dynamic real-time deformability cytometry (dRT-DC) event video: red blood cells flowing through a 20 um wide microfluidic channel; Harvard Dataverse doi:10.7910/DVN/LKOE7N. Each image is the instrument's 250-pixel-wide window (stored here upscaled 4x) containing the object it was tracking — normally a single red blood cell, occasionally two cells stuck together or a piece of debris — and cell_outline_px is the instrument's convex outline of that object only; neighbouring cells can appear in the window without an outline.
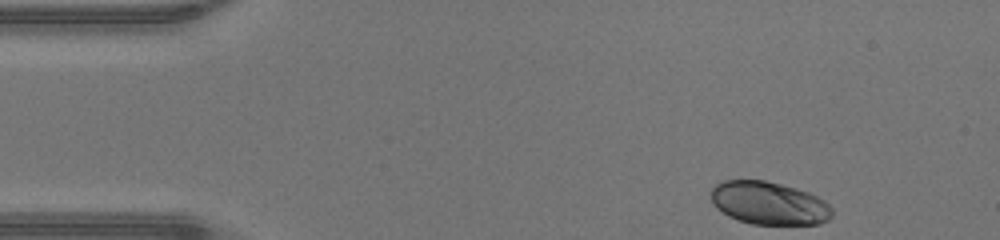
{"species": "human", "species_latin": "Homo sapiens", "temperature_condition": "warm", "stored_images_in_passage": 43, "camera_frame_rate_fps": 3000, "um_per_image_px": 0.085, "donor": {"sex": "male"}, "frame": {"image": 1, "passage_image": 1, "time_ms": 0.0, "image_size_px": [1000, 240], "cell_outline_px": [[832, 216], [828, 220], [820, 224], [752, 224], [728, 216], [716, 208], [712, 204], [712, 188], [716, 184], [724, 180], [764, 180], [796, 188], [808, 192], [824, 200], [832, 208]], "centroid_in_image_um": [65.36, 17.27], "position_along_channel_um": 19.6, "area_um2": 30.29}}
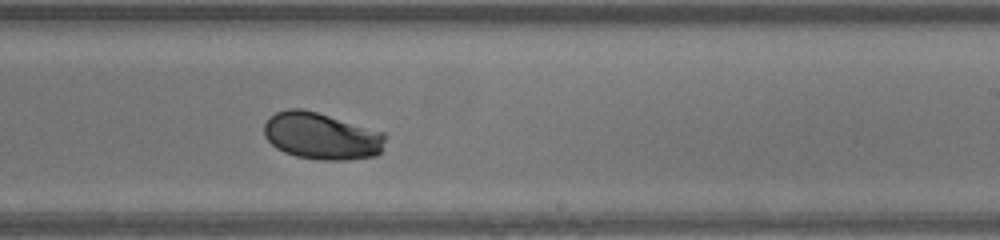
{"frame": {"image": 2, "passage_image": 24, "time_ms": 7.667, "image_size_px": [1000, 240], "cell_outline_px": [[388, 136], [380, 152], [376, 156], [348, 160], [320, 160], [296, 156], [284, 152], [276, 148], [264, 136], [264, 124], [276, 112], [288, 108], [300, 108], [316, 112], [384, 132]], "centroid_in_image_um": [27.34, 11.57], "position_along_channel_um": 261.7, "area_um2": 33.18}}
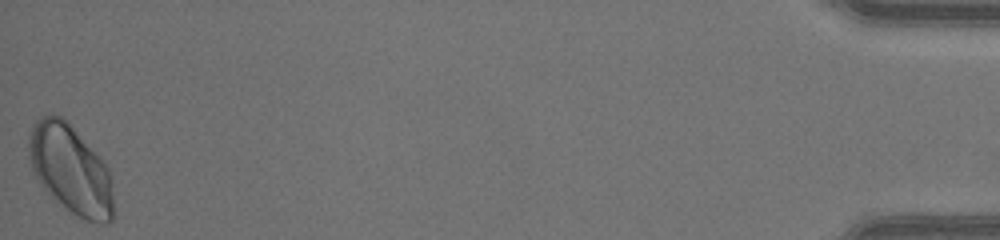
{"frame": {"image": 3, "passage_image": 43, "time_ms": 14.0, "image_size_px": [1000, 240], "cell_outline_px": [[112, 220], [108, 224], [100, 224], [84, 220], [72, 212], [52, 196], [40, 184], [32, 172], [28, 156], [28, 140], [32, 124], [40, 116], [52, 112], [60, 116], [100, 156], [108, 168], [112, 180]], "centroid_in_image_um": [5.98, 14.39], "position_along_channel_um": 429.2, "area_um2": 43.81}, "authors_computed_cell_mechanics": {"area_um2": 33.0038, "velocity_mm_per_s": 4.3248, "shape_relaxation_time_tau1_ms": 2.6838, "shape_relaxation_time_tau2_ms": null, "deformation_change_tau1": 0.1116, "deformation_change_tau2": null}}